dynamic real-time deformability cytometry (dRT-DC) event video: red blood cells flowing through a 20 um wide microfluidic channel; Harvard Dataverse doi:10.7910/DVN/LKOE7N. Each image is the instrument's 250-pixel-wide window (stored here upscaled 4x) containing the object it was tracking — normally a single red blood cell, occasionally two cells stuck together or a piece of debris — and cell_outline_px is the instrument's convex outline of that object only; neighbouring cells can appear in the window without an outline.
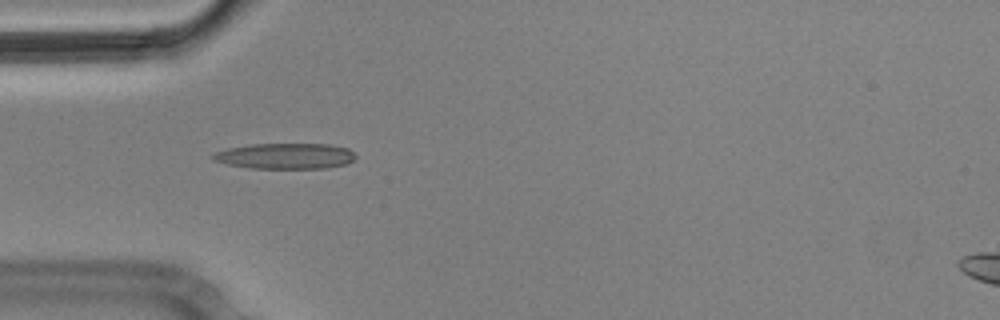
{"species": "Egyptian fruit bat (a non-hibernating species)", "species_latin": "Rousettus aegyptiacus", "temperature_condition": "cold", "stored_images_in_passage": 7, "camera_frame_rate_fps": 3000, "um_per_image_px": 0.085, "animal": {"sex": "male"}, "frame": {"image": 1, "passage_image": 2, "time_ms": 0.333, "image_size_px": [1000, 320], "cell_outline_px": [[356, 156], [348, 164], [328, 168], [248, 168], [228, 164], [212, 160], [212, 156], [216, 152], [228, 148], [252, 144], [332, 144], [348, 148]], "centroid_in_image_um": [24.28, 13.26], "position_along_channel_um": 60.7, "area_um2": 21.39}}
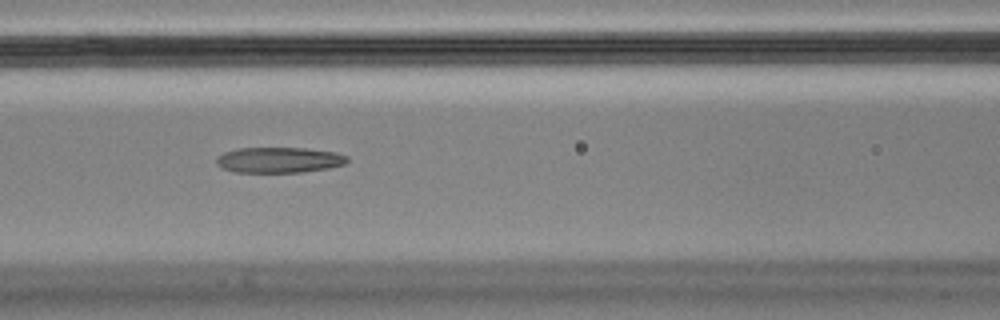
{"frame": {"image": 2, "passage_image": 4, "time_ms": 1.0, "image_size_px": [1000, 320], "cell_outline_px": [[348, 160], [344, 164], [328, 168], [304, 172], [236, 172], [220, 168], [216, 164], [216, 156], [224, 152], [236, 148], [304, 148], [336, 152], [348, 156]], "centroid_in_image_um": [23.68, 13.59], "position_along_channel_um": 142.9, "area_um2": 19.65}}
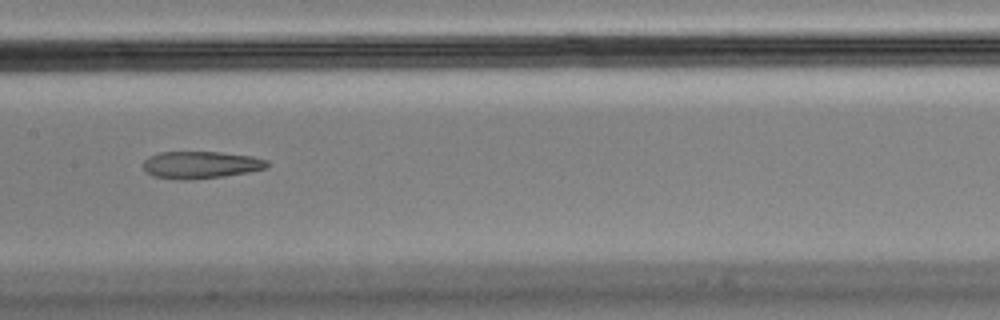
{"frame": {"image": 3, "passage_image": 5, "time_ms": 1.333, "image_size_px": [1000, 320], "cell_outline_px": [[268, 168], [248, 172], [224, 176], [184, 180], [180, 180], [152, 176], [144, 168], [144, 160], [148, 156], [160, 152], [220, 152], [252, 156], [268, 160]], "centroid_in_image_um": [17.07, 14.01], "position_along_channel_um": 190.3, "area_um2": 19.65}}